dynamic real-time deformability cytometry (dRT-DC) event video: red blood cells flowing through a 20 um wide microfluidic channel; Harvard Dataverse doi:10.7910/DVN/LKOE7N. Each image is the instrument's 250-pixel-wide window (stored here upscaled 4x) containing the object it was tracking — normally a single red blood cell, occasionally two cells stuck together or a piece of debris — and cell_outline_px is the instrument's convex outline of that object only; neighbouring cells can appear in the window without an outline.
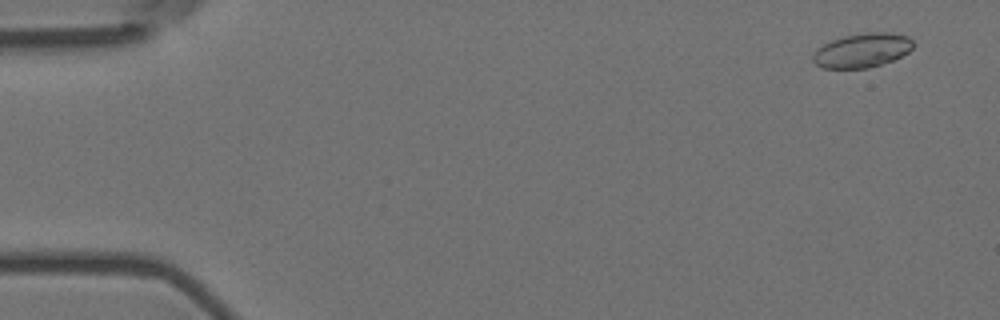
{"species": "Egyptian fruit bat (a non-hibernating species)", "species_latin": "Rousettus aegyptiacus", "temperature_condition": "room temperature", "stored_images_in_passage": 5, "camera_frame_rate_fps": 3000, "um_per_image_px": 0.085, "animal": {"sex": "female"}, "frame": {"image": 1, "passage_image": 1, "time_ms": 0.0, "image_size_px": [1000, 320], "cell_outline_px": [[912, 48], [908, 52], [892, 60], [868, 68], [820, 68], [812, 60], [812, 52], [816, 48], [832, 40], [844, 36], [868, 32], [892, 32], [908, 36], [912, 40]], "centroid_in_image_um": [73.25, 4.27], "position_along_channel_um": 11.8, "area_um2": 20.0}}
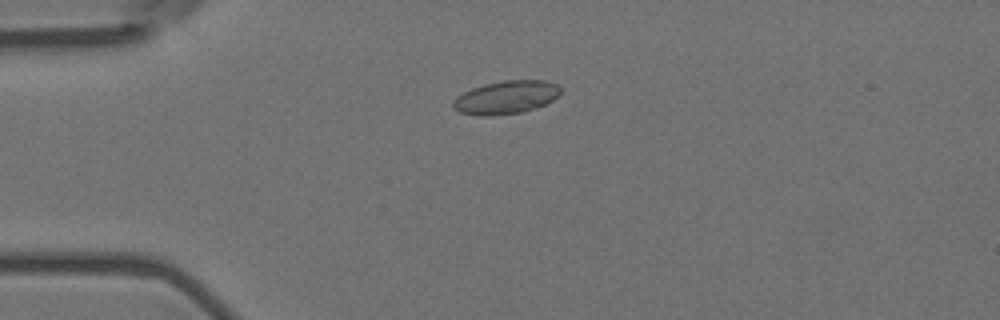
{"frame": {"image": 2, "passage_image": 4, "time_ms": 1.0, "image_size_px": [1000, 320], "cell_outline_px": [[560, 96], [536, 108], [520, 112], [492, 116], [480, 116], [460, 112], [452, 108], [452, 100], [456, 96], [472, 88], [484, 84], [504, 80], [544, 80], [556, 84], [560, 88]], "centroid_in_image_um": [42.99, 8.27], "position_along_channel_um": 42.0, "area_um2": 20.87}}